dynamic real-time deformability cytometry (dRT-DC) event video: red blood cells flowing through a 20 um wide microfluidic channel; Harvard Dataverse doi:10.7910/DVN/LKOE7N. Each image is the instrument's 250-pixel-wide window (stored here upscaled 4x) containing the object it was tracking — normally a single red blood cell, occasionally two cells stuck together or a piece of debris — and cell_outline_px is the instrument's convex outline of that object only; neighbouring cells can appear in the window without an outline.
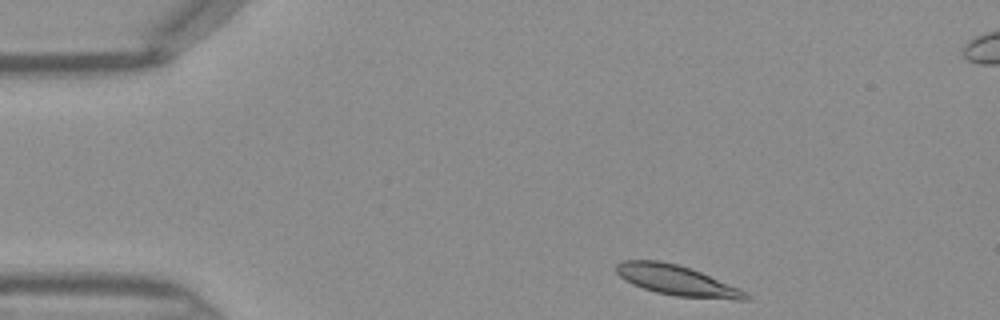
{"species": "Egyptian fruit bat (a non-hibernating species)", "species_latin": "Rousettus aegyptiacus", "temperature_condition": "warm", "stored_images_in_passage": 33, "camera_frame_rate_fps": 3000, "um_per_image_px": 0.085, "frame": {"image": 1, "passage_image": 1, "time_ms": 0.0, "image_size_px": [1000, 320], "cell_outline_px": [[752, 296], [748, 300], [736, 300], [676, 296], [656, 292], [632, 284], [624, 280], [616, 272], [616, 264], [620, 260], [660, 260], [676, 264], [700, 272], [740, 288], [748, 292]], "centroid_in_image_um": [57.55, 23.84], "position_along_channel_um": 27.4, "area_um2": 22.83}}
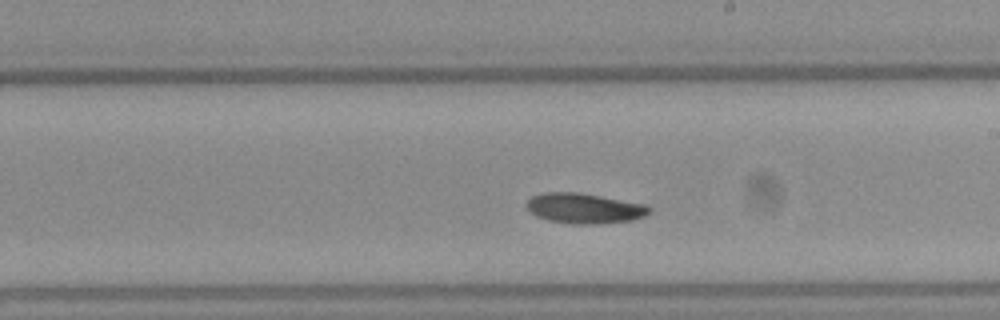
{"frame": {"image": 2, "passage_image": 20, "time_ms": 6.333, "image_size_px": [1000, 320], "cell_outline_px": [[652, 212], [644, 216], [632, 220], [596, 224], [568, 224], [548, 220], [536, 216], [524, 204], [532, 196], [544, 192], [580, 192], [648, 204], [652, 208]], "centroid_in_image_um": [49.71, 17.7], "position_along_channel_um": 239.3, "area_um2": 21.96}}
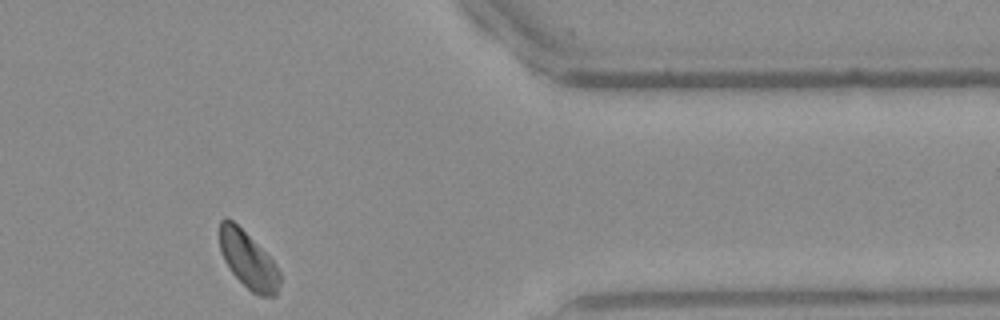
{"frame": {"image": 3, "passage_image": 32, "time_ms": 10.333, "image_size_px": [1000, 320], "cell_outline_px": [[280, 284], [276, 296], [260, 296], [252, 292], [232, 272], [224, 260], [220, 248], [220, 220], [224, 216], [228, 216], [272, 260], [280, 272]], "centroid_in_image_um": [21.09, 22.12], "position_along_channel_um": 390.3, "area_um2": 19.48}}